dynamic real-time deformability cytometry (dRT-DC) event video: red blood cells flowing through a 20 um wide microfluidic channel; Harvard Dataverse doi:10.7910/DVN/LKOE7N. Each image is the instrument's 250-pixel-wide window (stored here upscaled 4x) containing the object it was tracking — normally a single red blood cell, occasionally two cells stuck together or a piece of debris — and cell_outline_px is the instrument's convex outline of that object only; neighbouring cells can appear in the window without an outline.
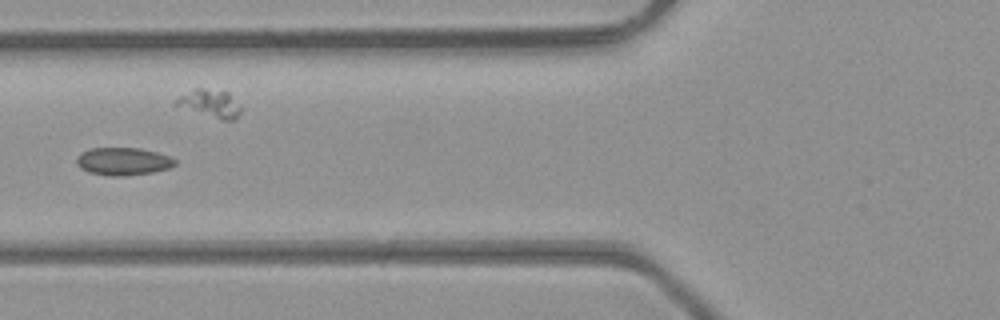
{"species": "common noctule bat (a hibernating species)", "species_latin": "Nyctalus noctula", "temperature_condition": "room temperature", "stored_images_in_passage": 8, "camera_frame_rate_fps": 3000, "um_per_image_px": 0.085, "animal": {"sex": "male", "body_mass_g": 23.1, "forearm_length_mm": 52.7}, "frame": {"image": 1, "passage_image": 6, "time_ms": 1.667, "image_size_px": [1000, 320], "cell_outline_px": [[176, 164], [168, 168], [152, 172], [124, 176], [112, 176], [88, 172], [80, 168], [76, 164], [76, 156], [80, 152], [88, 148], [140, 148], [172, 156], [176, 160]], "centroid_in_image_um": [10.44, 13.71], "position_along_channel_um": 115.4, "area_um2": 16.07}}
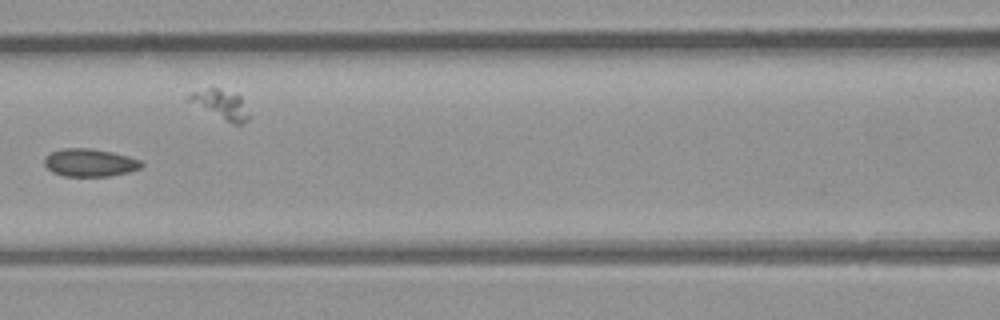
{"frame": {"image": 2, "passage_image": 7, "time_ms": 2.0, "image_size_px": [1000, 320], "cell_outline_px": [[144, 164], [140, 168], [128, 172], [108, 176], [64, 176], [52, 172], [44, 164], [44, 156], [52, 152], [64, 148], [92, 148], [112, 152], [128, 156], [140, 160]], "centroid_in_image_um": [7.62, 13.82], "position_along_channel_um": 159.0, "area_um2": 15.72}}